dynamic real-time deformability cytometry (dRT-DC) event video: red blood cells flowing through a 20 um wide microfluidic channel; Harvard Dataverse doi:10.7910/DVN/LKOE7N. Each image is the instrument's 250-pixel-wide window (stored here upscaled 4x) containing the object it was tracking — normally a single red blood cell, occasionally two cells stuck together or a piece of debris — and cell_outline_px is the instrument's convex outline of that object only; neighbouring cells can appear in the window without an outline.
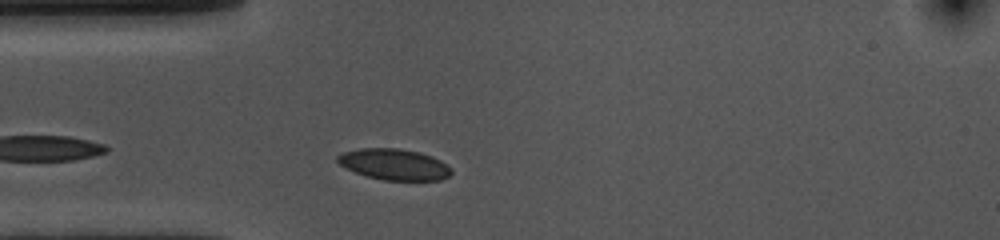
{"species": "common noctule bat (a hibernating species)", "species_latin": "Nyctalus noctula", "temperature_condition": "cold", "stored_images_in_passage": 8, "camera_frame_rate_fps": 3000, "um_per_image_px": 0.085, "animal": {"sex": "female", "body_mass_g": 10.0, "forearm_length_mm": 53.1}, "frame": {"image": 1, "passage_image": 4, "time_ms": 1.0, "image_size_px": [1000, 240], "cell_outline_px": [[452, 172], [448, 176], [440, 180], [384, 180], [368, 176], [356, 172], [340, 164], [336, 160], [336, 156], [344, 152], [360, 148], [400, 148], [420, 152], [432, 156], [440, 160], [452, 168]], "centroid_in_image_um": [33.53, 13.96], "position_along_channel_um": 51.5, "area_um2": 20.52}}